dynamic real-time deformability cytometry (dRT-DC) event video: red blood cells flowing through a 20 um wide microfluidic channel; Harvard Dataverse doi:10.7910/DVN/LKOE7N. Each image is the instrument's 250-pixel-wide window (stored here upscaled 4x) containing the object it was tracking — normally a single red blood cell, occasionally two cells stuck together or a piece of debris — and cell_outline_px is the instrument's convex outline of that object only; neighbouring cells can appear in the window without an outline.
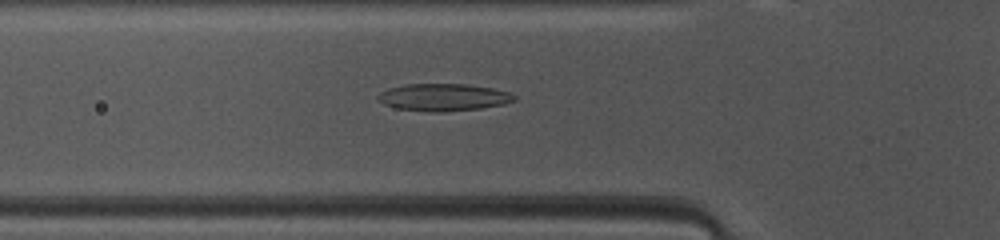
{"species": "common noctule bat (a hibernating species)", "species_latin": "Nyctalus noctula", "temperature_condition": "warm", "stored_images_in_passage": 39, "camera_frame_rate_fps": 3000, "um_per_image_px": 0.085, "animal": {"sex": "female", "body_mass_g": 10.0, "forearm_length_mm": 53.1}, "frame": {"image": 1, "passage_image": 7, "time_ms": 2.0, "image_size_px": [1000, 240], "cell_outline_px": [[516, 100], [504, 104], [480, 108], [440, 112], [432, 112], [396, 108], [384, 104], [376, 96], [380, 92], [388, 88], [404, 84], [468, 84], [492, 88], [508, 92], [516, 96]], "centroid_in_image_um": [37.68, 8.26], "position_along_channel_um": 88.1, "area_um2": 21.62}}
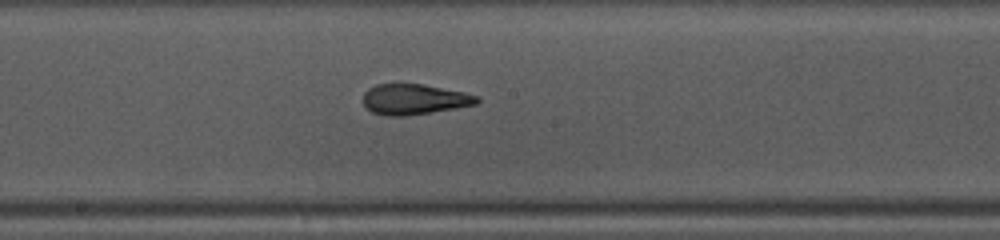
{"frame": {"image": 2, "passage_image": 16, "time_ms": 5.0, "image_size_px": [1000, 240], "cell_outline_px": [[480, 100], [476, 104], [456, 108], [432, 112], [404, 116], [384, 116], [372, 112], [364, 104], [364, 92], [368, 88], [376, 84], [424, 84], [464, 92], [480, 96]], "centroid_in_image_um": [35.22, 8.44], "position_along_channel_um": 213.0, "area_um2": 20.29}}
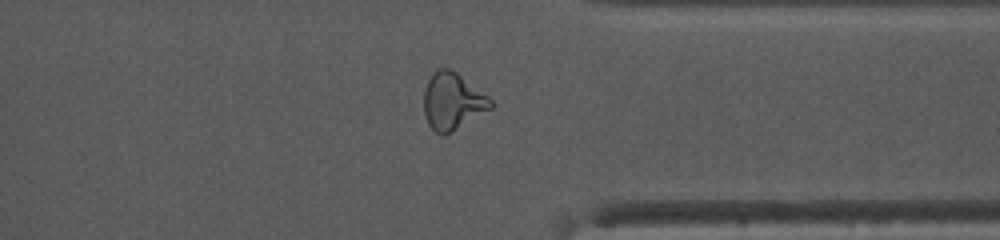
{"frame": {"image": 3, "passage_image": 28, "time_ms": 9.0, "image_size_px": [1000, 240], "cell_outline_px": [[492, 108], [452, 132], [444, 136], [440, 136], [428, 124], [424, 112], [424, 88], [432, 72], [436, 68], [448, 68], [456, 72], [488, 96], [492, 100]], "centroid_in_image_um": [38.44, 8.62], "position_along_channel_um": 373.0, "area_um2": 22.2}, "authors_computed_cell_mechanics": {"area_um2": 21.5594, "velocity_mm_per_s": 4.1258, "shape_relaxation_time_tau1_ms": 9.8196, "shape_relaxation_time_tau2_ms": 1.5561, "deformation_change_tau1": 0.2663, "deformation_change_tau2": 0.107}}